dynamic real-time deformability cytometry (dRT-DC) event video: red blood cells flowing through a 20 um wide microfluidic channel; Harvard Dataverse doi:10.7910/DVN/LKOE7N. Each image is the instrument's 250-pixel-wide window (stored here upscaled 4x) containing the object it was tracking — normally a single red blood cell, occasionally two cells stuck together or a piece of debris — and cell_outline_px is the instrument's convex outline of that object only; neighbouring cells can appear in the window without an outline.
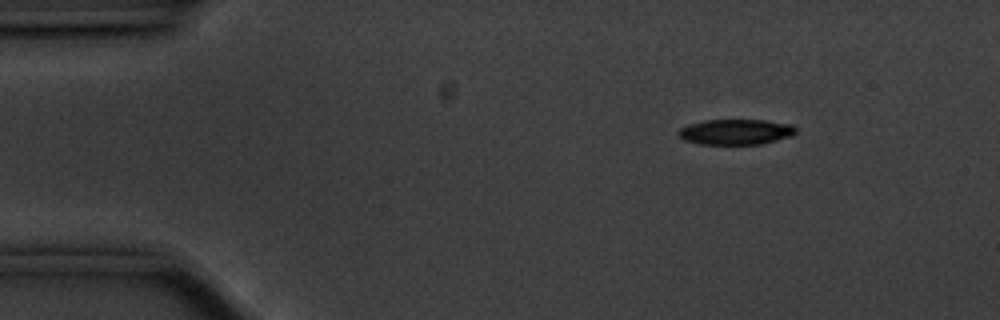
{"species": "common noctule bat (a hibernating species)", "species_latin": "Nyctalus noctula", "temperature_condition": "cold", "stored_images_in_passage": 50, "camera_frame_rate_fps": 3000, "um_per_image_px": 0.085, "animal": {"sex": "male", "body_mass_g": 20.1, "forearm_length_mm": 53.5}, "frame": {"image": 1, "passage_image": 1, "time_ms": 0.0, "image_size_px": [1000, 320], "cell_outline_px": [[796, 132], [792, 136], [760, 144], [700, 144], [684, 140], [680, 136], [680, 128], [688, 124], [704, 120], [764, 120], [792, 124], [796, 128]], "centroid_in_image_um": [62.56, 11.2], "position_along_channel_um": 22.4, "area_um2": 17.34}}
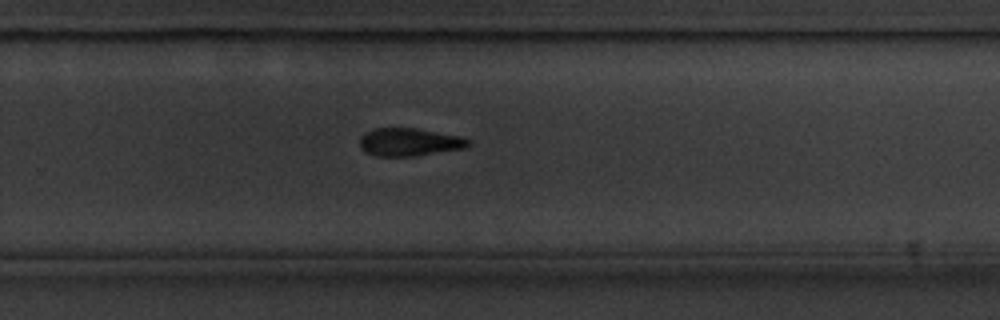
{"frame": {"image": 2, "passage_image": 30, "time_ms": 9.667, "image_size_px": [1000, 320], "cell_outline_px": [[472, 140], [468, 148], [416, 156], [376, 156], [364, 152], [360, 148], [360, 136], [364, 132], [376, 128], [416, 128], [460, 136]], "centroid_in_image_um": [34.81, 12.08], "position_along_channel_um": 295.0, "area_um2": 17.98}}
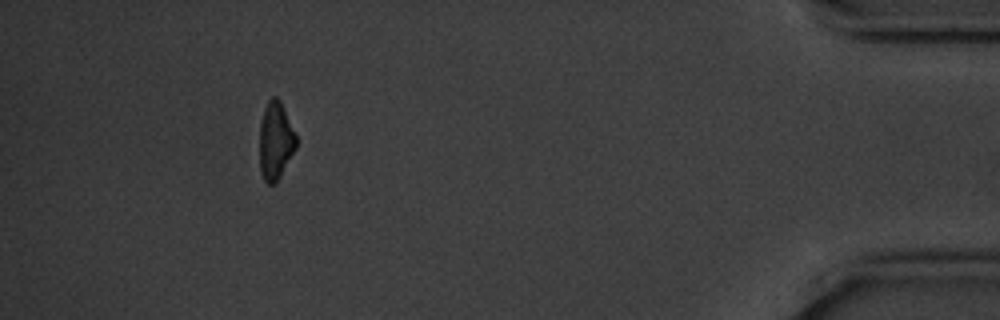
{"frame": {"image": 3, "passage_image": 45, "time_ms": 14.667, "image_size_px": [1000, 320], "cell_outline_px": [[296, 148], [280, 176], [272, 184], [268, 184], [264, 180], [260, 172], [260, 124], [264, 108], [268, 100], [272, 96], [276, 96], [280, 100], [296, 136]], "centroid_in_image_um": [23.4, 11.95], "position_along_channel_um": 411.8, "area_um2": 16.36}, "authors_computed_cell_mechanics": {"area_um2": 18.4671, "velocity_mm_per_s": 3.5459, "shape_relaxation_time_tau1_ms": 2.1607, "shape_relaxation_time_tau2_ms": 10.1675, "deformation_change_tau1": 0.1191, "deformation_change_tau2": 0.2204}}